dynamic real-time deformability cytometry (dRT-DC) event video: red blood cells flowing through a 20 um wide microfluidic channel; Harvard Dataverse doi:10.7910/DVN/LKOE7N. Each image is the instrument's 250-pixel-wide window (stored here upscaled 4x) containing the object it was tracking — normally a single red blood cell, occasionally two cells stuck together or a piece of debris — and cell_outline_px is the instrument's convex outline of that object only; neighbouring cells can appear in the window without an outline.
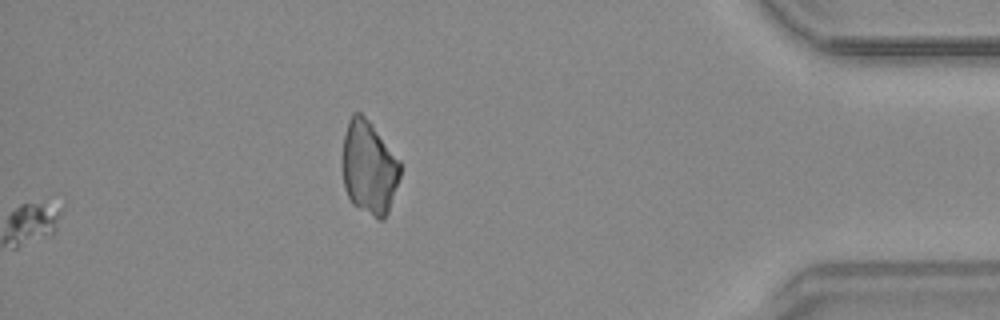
{"species": "common noctule bat (a hibernating species)", "species_latin": "Nyctalus noctula", "temperature_condition": "warm", "stored_images_in_passage": 52, "segment_of_instrument_passage": [2, 2], "camera_frame_rate_fps": 3000, "um_per_image_px": 0.085, "animal": {"sex": "male", "body_mass_g": 20.4}, "frame": {"image": 1, "passage_image": 52, "time_ms": 17.0, "image_size_px": [1000, 320], "cell_outline_px": [[400, 176], [388, 212], [384, 220], [376, 220], [352, 204], [344, 188], [340, 168], [340, 164], [344, 136], [348, 120], [352, 112], [360, 112], [372, 124], [400, 160]], "centroid_in_image_um": [31.32, 14.26], "position_along_channel_um": 403.9, "area_um2": 32.19}}